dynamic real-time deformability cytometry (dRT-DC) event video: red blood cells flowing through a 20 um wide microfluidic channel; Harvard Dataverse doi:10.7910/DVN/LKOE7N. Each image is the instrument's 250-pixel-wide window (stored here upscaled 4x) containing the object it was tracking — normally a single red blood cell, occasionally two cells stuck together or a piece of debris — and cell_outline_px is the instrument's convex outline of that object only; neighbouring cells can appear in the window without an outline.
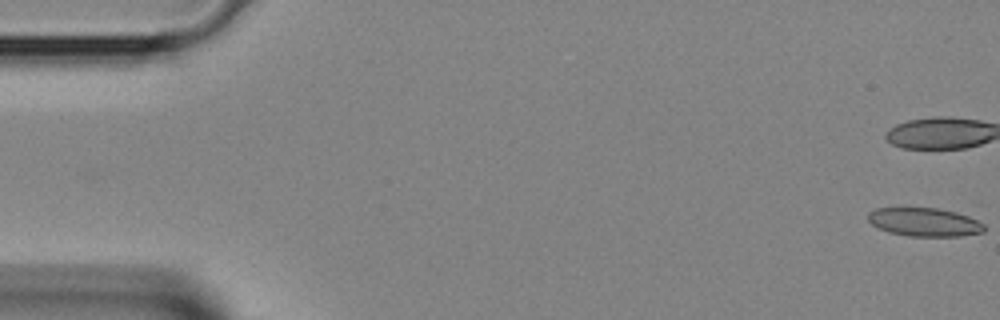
{"species": "Egyptian fruit bat (a non-hibernating species)", "species_latin": "Rousettus aegyptiacus", "temperature_condition": "room temperature", "stored_images_in_passage": 4, "camera_frame_rate_fps": 3000, "um_per_image_px": 0.085, "animal": {"sex": "female"}, "frame": {"image": 1, "passage_image": 1, "time_ms": 0.0, "image_size_px": [1000, 320], "cell_outline_px": [[984, 232], [960, 236], [908, 236], [888, 232], [872, 224], [868, 220], [868, 212], [876, 208], [936, 208], [956, 212], [968, 216], [984, 224]], "centroid_in_image_um": [78.57, 18.88], "position_along_channel_um": 6.4, "area_um2": 19.19}}